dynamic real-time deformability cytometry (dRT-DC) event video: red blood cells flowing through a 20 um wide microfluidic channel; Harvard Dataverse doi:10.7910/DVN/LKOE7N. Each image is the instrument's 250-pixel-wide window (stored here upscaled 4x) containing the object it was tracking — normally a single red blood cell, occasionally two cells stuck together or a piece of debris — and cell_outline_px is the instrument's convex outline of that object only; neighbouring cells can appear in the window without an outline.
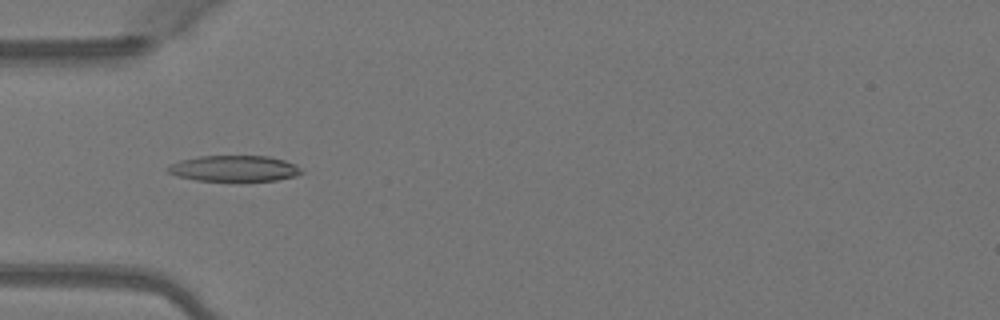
{"species": "Egyptian fruit bat (a non-hibernating species)", "species_latin": "Rousettus aegyptiacus", "temperature_condition": "warm", "stored_images_in_passage": 45, "camera_frame_rate_fps": 3000, "um_per_image_px": 0.085, "animal": {"sex": "female"}, "frame": {"image": 1, "passage_image": 11, "time_ms": 3.333, "image_size_px": [1000, 320], "cell_outline_px": [[304, 172], [296, 176], [276, 180], [196, 180], [176, 176], [168, 172], [168, 168], [172, 164], [180, 160], [200, 156], [268, 156], [284, 160], [296, 164]], "centroid_in_image_um": [19.94, 14.31], "position_along_channel_um": 65.1, "area_um2": 19.94}}
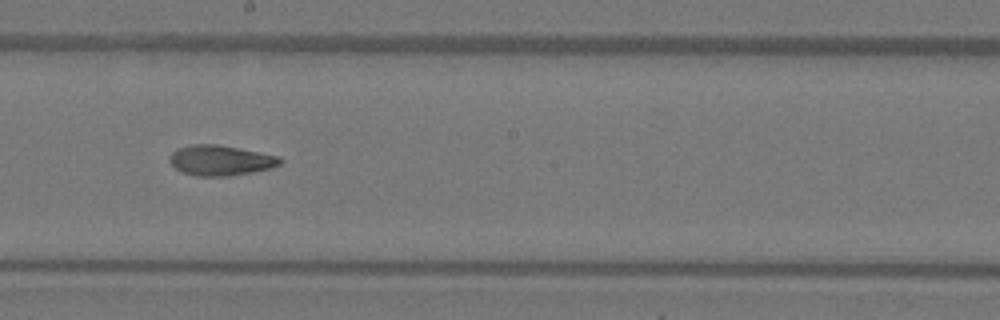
{"frame": {"image": 2, "passage_image": 23, "time_ms": 7.333, "image_size_px": [1000, 320], "cell_outline_px": [[284, 160], [280, 164], [272, 168], [252, 172], [228, 176], [196, 176], [184, 172], [176, 168], [168, 160], [168, 156], [176, 148], [192, 144], [216, 144], [280, 156]], "centroid_in_image_um": [18.74, 13.62], "position_along_channel_um": 229.5, "area_um2": 19.54}}
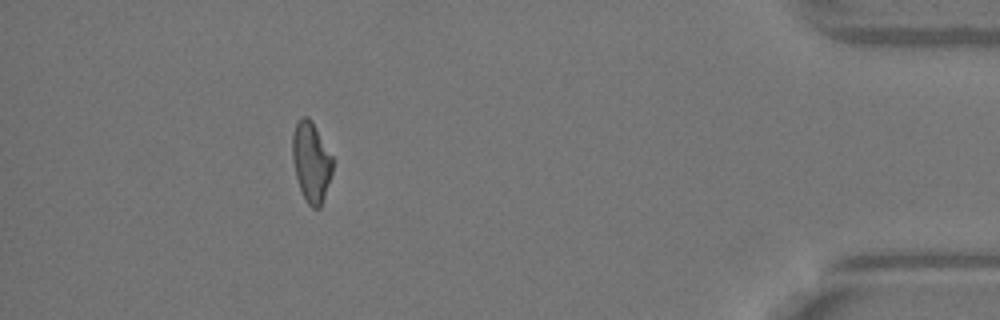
{"frame": {"image": 3, "passage_image": 40, "time_ms": 13.0, "image_size_px": [1000, 320], "cell_outline_px": [[332, 172], [320, 208], [312, 208], [308, 204], [300, 188], [296, 176], [292, 160], [292, 136], [296, 124], [300, 116], [308, 116], [312, 120], [332, 156]], "centroid_in_image_um": [26.44, 13.72], "position_along_channel_um": 408.8, "area_um2": 18.61}, "authors_computed_cell_mechanics": {"area_um2": 19.5364, "velocity_mm_per_s": 4.1039, "shape_relaxation_time_tau1_ms": 5.1912, "shape_relaxation_time_tau2_ms": 2.7709, "deformation_change_tau1": 0.1871, "deformation_change_tau2": 0.0926}}